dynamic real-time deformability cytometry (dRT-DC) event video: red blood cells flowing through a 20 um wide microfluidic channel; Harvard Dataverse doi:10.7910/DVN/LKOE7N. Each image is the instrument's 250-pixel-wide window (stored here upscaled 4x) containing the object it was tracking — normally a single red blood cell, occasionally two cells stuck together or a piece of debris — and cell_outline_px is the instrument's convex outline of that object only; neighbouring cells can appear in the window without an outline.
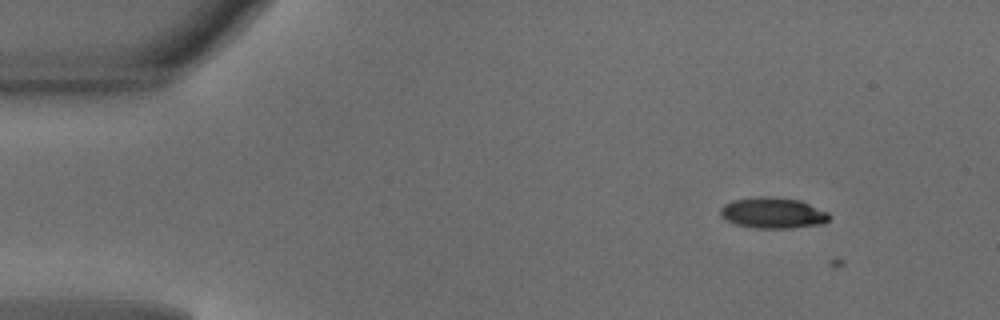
{"species": "common noctule bat (a hibernating species)", "species_latin": "Nyctalus noctula", "temperature_condition": "warm", "stored_images_in_passage": 3, "camera_frame_rate_fps": 3000, "um_per_image_px": 0.085, "animal": {"sex": "male", "body_mass_g": 18.8}, "frame": {"image": 1, "passage_image": 2, "time_ms": 0.333, "image_size_px": [1000, 320], "cell_outline_px": [[828, 220], [824, 224], [792, 228], [756, 228], [736, 224], [720, 216], [720, 208], [724, 204], [732, 200], [760, 196], [776, 196], [800, 200], [828, 212]], "centroid_in_image_um": [65.69, 18.09], "position_along_channel_um": 19.3, "area_um2": 19.71}}